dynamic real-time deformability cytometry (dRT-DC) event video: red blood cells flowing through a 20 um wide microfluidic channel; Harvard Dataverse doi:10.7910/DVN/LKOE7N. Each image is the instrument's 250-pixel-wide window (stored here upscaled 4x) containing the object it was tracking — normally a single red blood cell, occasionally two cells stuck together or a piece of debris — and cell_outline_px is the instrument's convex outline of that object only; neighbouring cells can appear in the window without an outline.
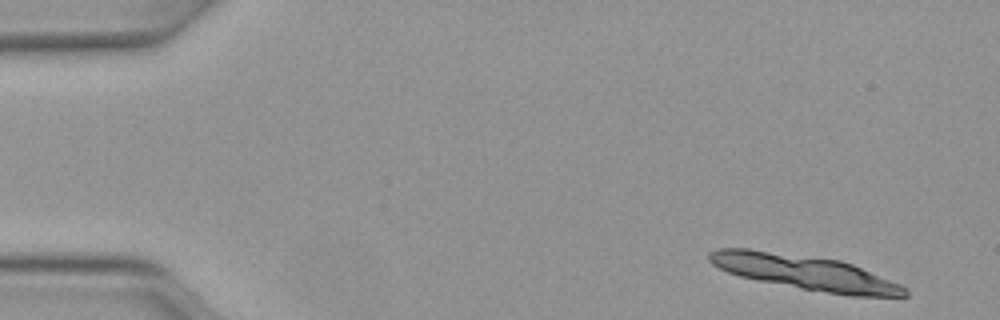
{"species": "Egyptian fruit bat (a non-hibernating species)", "species_latin": "Rousettus aegyptiacus", "temperature_condition": "warm", "stored_images_in_passage": 11, "camera_frame_rate_fps": 3000, "um_per_image_px": 0.085, "animal": {"sex": "female"}, "frame": {"image": 1, "passage_image": 2, "time_ms": 0.333, "image_size_px": [1000, 320], "cell_outline_px": [[908, 296], [852, 296], [804, 288], [760, 280], [740, 276], [728, 272], [712, 264], [708, 260], [708, 252], [716, 248], [748, 248], [840, 260], [852, 264], [900, 284], [908, 288]], "centroid_in_image_um": [68.41, 23.14], "position_along_channel_um": 16.6, "area_um2": 38.9}}